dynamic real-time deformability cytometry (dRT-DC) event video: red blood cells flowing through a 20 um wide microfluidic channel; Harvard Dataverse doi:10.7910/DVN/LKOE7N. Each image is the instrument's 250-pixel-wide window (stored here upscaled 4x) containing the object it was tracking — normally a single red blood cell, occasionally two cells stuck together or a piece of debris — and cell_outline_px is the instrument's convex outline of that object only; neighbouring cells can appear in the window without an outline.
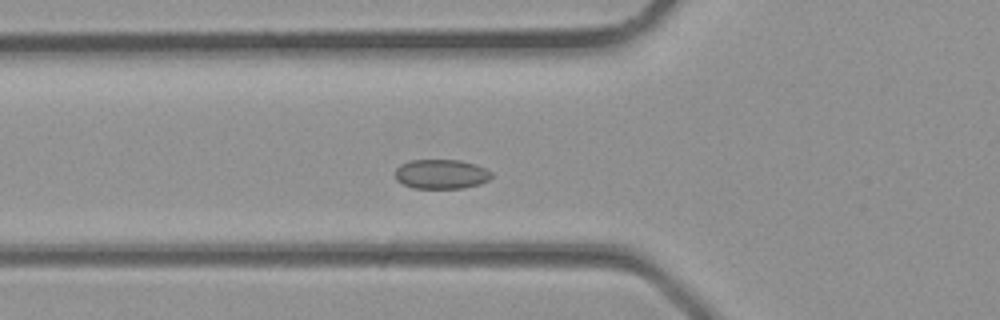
{"species": "common noctule bat (a hibernating species)", "species_latin": "Nyctalus noctula", "temperature_condition": "room temperature", "stored_images_in_passage": 35, "camera_frame_rate_fps": 3000, "um_per_image_px": 0.085, "animal": {"sex": "male", "body_mass_g": 23.1, "forearm_length_mm": 52.7}, "frame": {"image": 1, "passage_image": 11, "time_ms": 3.333, "image_size_px": [1000, 320], "cell_outline_px": [[492, 176], [488, 180], [480, 184], [460, 188], [412, 188], [396, 180], [396, 168], [400, 164], [408, 160], [460, 160], [476, 164], [492, 172]], "centroid_in_image_um": [37.5, 14.79], "position_along_channel_um": 88.3, "area_um2": 16.59}}
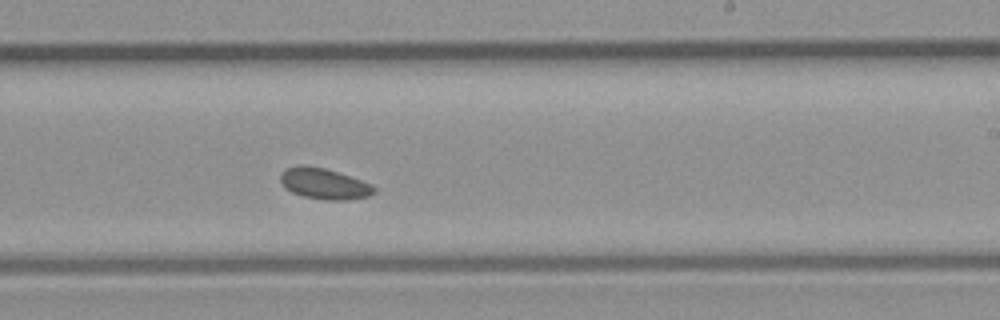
{"frame": {"image": 2, "passage_image": 20, "time_ms": 6.333, "image_size_px": [1000, 320], "cell_outline_px": [[376, 192], [368, 196], [348, 200], [324, 200], [304, 196], [292, 192], [284, 188], [280, 180], [280, 172], [288, 168], [300, 164], [304, 164], [324, 168], [372, 184], [376, 188]], "centroid_in_image_um": [27.53, 15.62], "position_along_channel_um": 261.5, "area_um2": 16.88}}
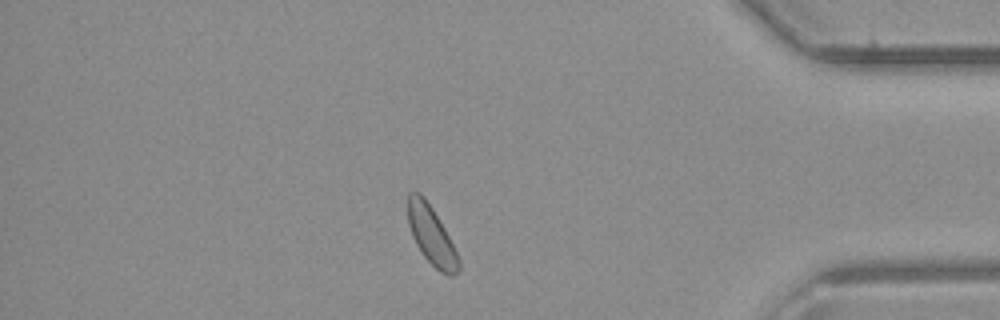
{"frame": {"image": 3, "passage_image": 29, "time_ms": 9.333, "image_size_px": [1000, 320], "cell_outline_px": [[460, 268], [452, 276], [448, 276], [440, 272], [424, 256], [416, 244], [412, 236], [408, 224], [408, 192], [420, 192], [424, 196], [432, 208], [444, 228], [460, 260]], "centroid_in_image_um": [36.66, 20.0], "position_along_channel_um": 398.5, "area_um2": 17.05}}